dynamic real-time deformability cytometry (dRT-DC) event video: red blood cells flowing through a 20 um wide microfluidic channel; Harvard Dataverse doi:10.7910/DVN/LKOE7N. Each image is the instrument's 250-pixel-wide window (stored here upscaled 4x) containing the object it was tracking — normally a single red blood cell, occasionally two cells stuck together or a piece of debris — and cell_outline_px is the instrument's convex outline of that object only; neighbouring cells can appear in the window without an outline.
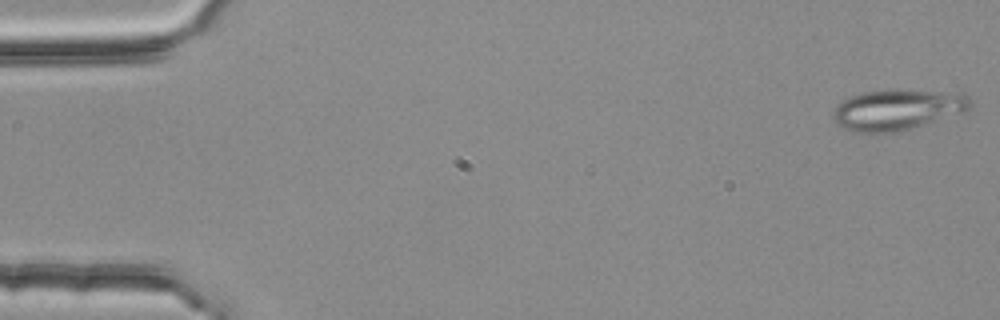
{"species": "common noctule bat (a hibernating species)", "species_latin": "Nyctalus noctula", "temperature_condition": "room temperature", "stored_images_in_passage": 5, "camera_frame_rate_fps": 3000, "um_per_image_px": 0.085, "animal": {"sex": "female", "body_mass_g": 25.1}, "frame": {"image": 1, "passage_image": 1, "time_ms": 0.0, "image_size_px": [1000, 320], "cell_outline_px": [[972, 104], [964, 112], [924, 124], [892, 132], [872, 136], [852, 132], [844, 128], [836, 120], [836, 104], [840, 100], [848, 96], [860, 92], [896, 88], [960, 92], [968, 96]], "centroid_in_image_um": [76.27, 9.3], "position_along_channel_um": 8.7, "area_um2": 33.23}}